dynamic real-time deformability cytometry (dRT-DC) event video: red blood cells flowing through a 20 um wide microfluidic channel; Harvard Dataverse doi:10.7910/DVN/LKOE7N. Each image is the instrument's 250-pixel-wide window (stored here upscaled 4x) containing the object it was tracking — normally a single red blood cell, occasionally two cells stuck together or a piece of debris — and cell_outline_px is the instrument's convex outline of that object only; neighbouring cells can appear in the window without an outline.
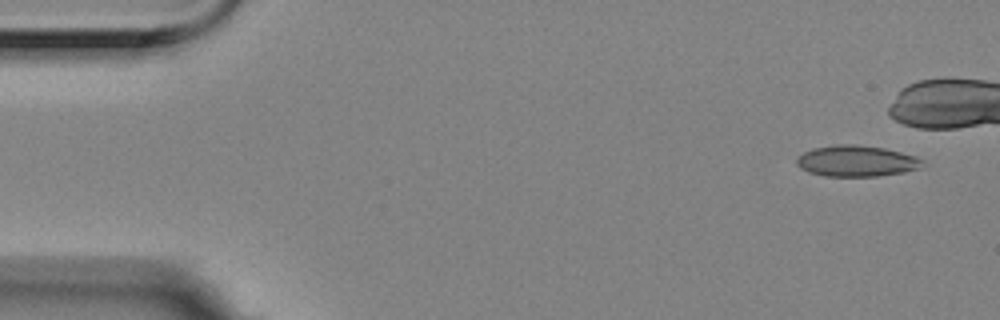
{"species": "Egyptian fruit bat (a non-hibernating species)", "species_latin": "Rousettus aegyptiacus", "temperature_condition": "room temperature", "stored_images_in_passage": 6, "camera_frame_rate_fps": 3000, "um_per_image_px": 0.085, "animal": {"sex": "female"}, "frame": {"image": 1, "passage_image": 1, "time_ms": 0.0, "image_size_px": [1000, 320], "cell_outline_px": [[924, 160], [916, 168], [904, 172], [880, 176], [824, 176], [808, 172], [800, 168], [796, 164], [796, 160], [804, 152], [812, 148], [836, 144], [856, 144], [884, 148], [916, 156]], "centroid_in_image_um": [72.76, 13.68], "position_along_channel_um": 12.2, "area_um2": 22.72}}